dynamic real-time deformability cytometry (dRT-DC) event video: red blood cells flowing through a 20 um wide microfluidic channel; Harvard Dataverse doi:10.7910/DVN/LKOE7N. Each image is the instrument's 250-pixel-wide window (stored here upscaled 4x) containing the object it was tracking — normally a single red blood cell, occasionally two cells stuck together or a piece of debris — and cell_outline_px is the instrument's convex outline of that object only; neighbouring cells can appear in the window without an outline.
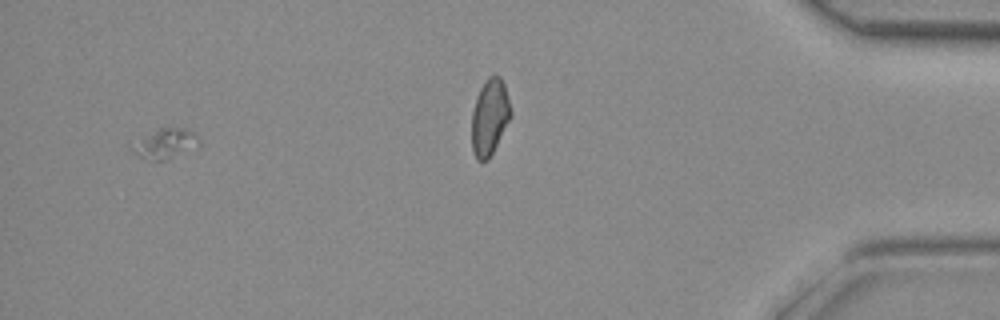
{"species": "common noctule bat (a hibernating species)", "species_latin": "Nyctalus noctula", "temperature_condition": "room temperature", "stored_images_in_passage": 30, "camera_frame_rate_fps": 3000, "um_per_image_px": 0.085, "animal": {"sex": "female", "body_mass_g": 29.2, "forearm_length_mm": 56.3}, "frame": {"image": 1, "passage_image": 28, "time_ms": 9.0, "image_size_px": [1000, 320], "cell_outline_px": [[200, 144], [168, 160], [148, 160], [140, 156], [128, 144], [160, 128], [184, 128], [192, 132], [200, 140]], "centroid_in_image_um": [14.03, 12.21], "position_along_channel_um": 421.2, "area_um2": 11.39}}